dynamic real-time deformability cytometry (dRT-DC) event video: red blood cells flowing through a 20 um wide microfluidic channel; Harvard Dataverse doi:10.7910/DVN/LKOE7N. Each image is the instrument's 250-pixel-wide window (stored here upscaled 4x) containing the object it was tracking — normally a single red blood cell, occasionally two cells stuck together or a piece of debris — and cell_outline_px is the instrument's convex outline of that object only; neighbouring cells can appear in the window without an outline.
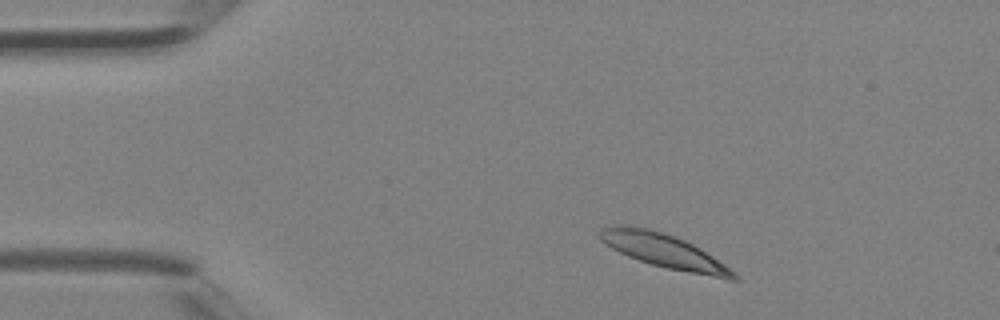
{"species": "Egyptian fruit bat (a non-hibernating species)", "species_latin": "Rousettus aegyptiacus", "temperature_condition": "room temperature", "stored_images_in_passage": 2, "camera_frame_rate_fps": 3000, "um_per_image_px": 0.085, "animal": {"sex": "female"}, "frame": {"image": 1, "passage_image": 1, "time_ms": 0.0, "image_size_px": [1000, 320], "cell_outline_px": [[740, 280], [728, 280], [668, 268], [652, 264], [628, 256], [612, 248], [600, 240], [600, 232], [604, 228], [620, 224], [628, 224], [648, 228], [676, 236], [700, 248], [736, 272], [740, 276]], "centroid_in_image_um": [56.49, 21.33], "position_along_channel_um": 28.5, "area_um2": 26.36}}